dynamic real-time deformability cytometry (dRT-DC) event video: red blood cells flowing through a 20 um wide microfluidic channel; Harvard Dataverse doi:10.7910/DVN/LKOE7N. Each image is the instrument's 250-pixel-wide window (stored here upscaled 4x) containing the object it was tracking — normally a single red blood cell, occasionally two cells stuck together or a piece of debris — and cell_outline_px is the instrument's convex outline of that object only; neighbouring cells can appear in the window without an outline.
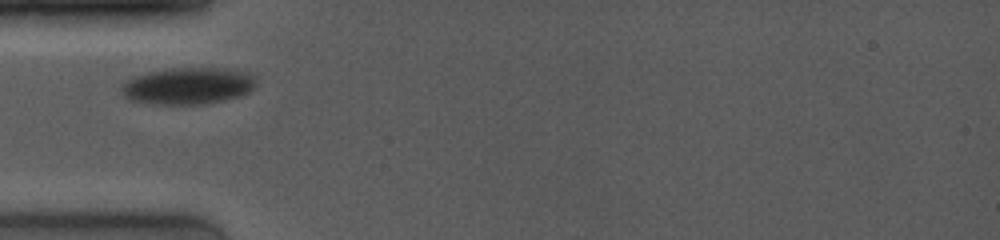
{"species": "common noctule bat (a hibernating species)", "species_latin": "Nyctalus noctula", "temperature_condition": "room temperature", "stored_images_in_passage": 14, "camera_frame_rate_fps": 4000, "um_per_image_px": 0.085, "animal": {"sex": "female", "body_mass_g": 19.0, "forearm_length_mm": 53.3}, "frame": {"image": 1, "passage_image": 1, "time_ms": 0.0, "image_size_px": [1000, 240], "cell_outline_px": [[256, 88], [240, 96], [208, 104], [148, 104], [128, 100], [120, 92], [120, 84], [124, 80], [132, 76], [148, 72], [172, 68], [224, 68], [252, 72], [256, 84]], "centroid_in_image_um": [15.95, 7.3], "position_along_channel_um": 69.1, "area_um2": 29.59}}
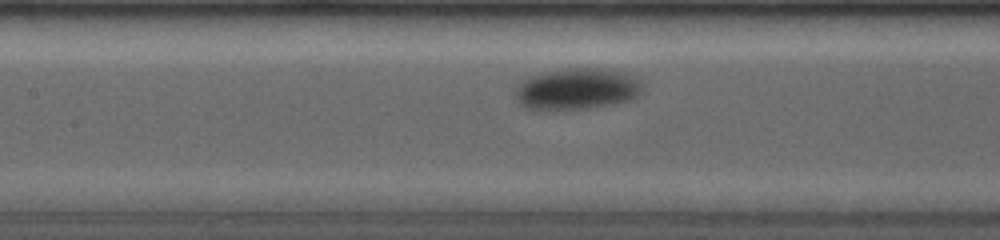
{"frame": {"image": 2, "passage_image": 11, "time_ms": 2.5, "image_size_px": [1000, 240], "cell_outline_px": [[644, 88], [632, 100], [612, 104], [588, 108], [524, 108], [516, 100], [516, 84], [528, 76], [560, 68], [600, 68], [620, 72], [632, 76], [640, 80]], "centroid_in_image_um": [49.02, 7.53], "position_along_channel_um": 158.4, "area_um2": 30.52}}